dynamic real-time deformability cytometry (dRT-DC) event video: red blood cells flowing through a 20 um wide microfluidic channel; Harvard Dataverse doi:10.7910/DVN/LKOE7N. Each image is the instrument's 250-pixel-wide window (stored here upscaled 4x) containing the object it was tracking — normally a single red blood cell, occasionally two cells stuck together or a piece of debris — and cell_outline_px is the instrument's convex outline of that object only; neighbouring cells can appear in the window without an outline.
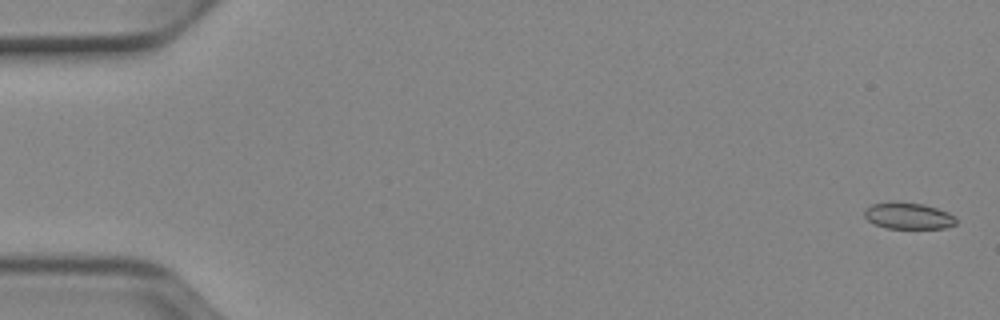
{"species": "Egyptian fruit bat (a non-hibernating species)", "species_latin": "Rousettus aegyptiacus", "temperature_condition": "cold", "stored_images_in_passage": 52, "camera_frame_rate_fps": 3000, "um_per_image_px": 0.085, "animal": {"sex": "female"}, "frame": {"image": 1, "passage_image": 1, "time_ms": 0.0, "image_size_px": [1000, 320], "cell_outline_px": [[956, 224], [944, 228], [884, 228], [868, 220], [864, 216], [864, 208], [872, 204], [892, 200], [896, 200], [924, 204], [948, 212], [956, 216]], "centroid_in_image_um": [77.18, 18.32], "position_along_channel_um": 7.8, "area_um2": 14.45}}
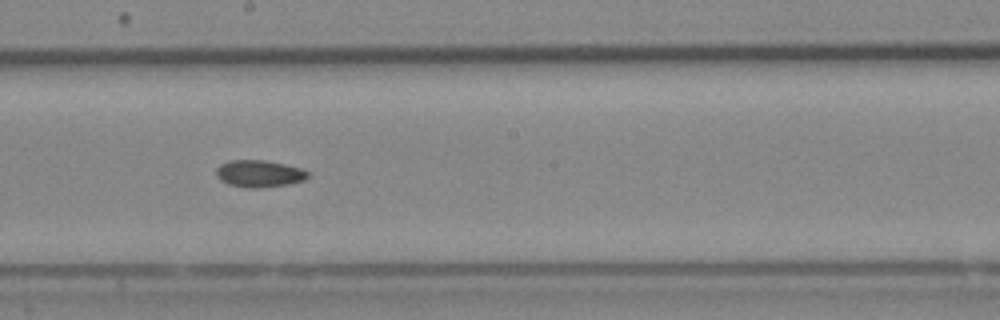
{"frame": {"image": 2, "passage_image": 29, "time_ms": 9.333, "image_size_px": [1000, 320], "cell_outline_px": [[308, 176], [304, 180], [288, 184], [260, 188], [248, 188], [228, 184], [220, 180], [216, 176], [216, 168], [220, 164], [232, 160], [264, 160], [284, 164], [300, 168], [308, 172]], "centroid_in_image_um": [22.0, 14.76], "position_along_channel_um": 226.2, "area_um2": 14.39}}
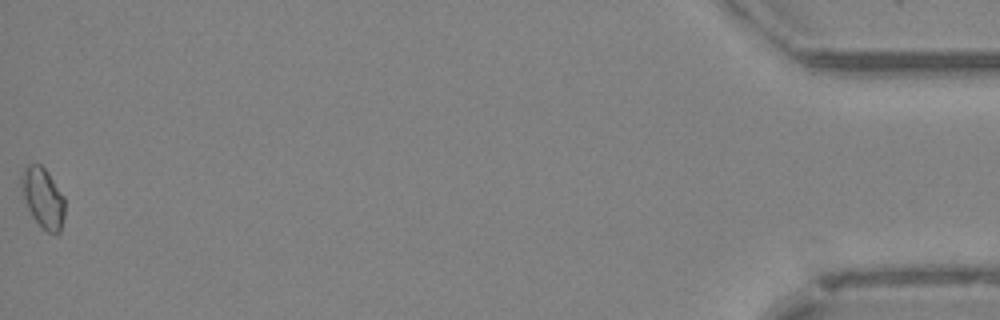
{"frame": {"image": 3, "passage_image": 52, "time_ms": 17.0, "image_size_px": [1000, 320], "cell_outline_px": [[64, 216], [60, 232], [56, 236], [48, 232], [32, 216], [28, 208], [20, 184], [20, 176], [24, 168], [28, 164], [40, 164], [48, 172], [64, 196]], "centroid_in_image_um": [3.66, 16.81], "position_along_channel_um": 431.5, "area_um2": 15.14}}